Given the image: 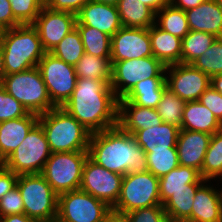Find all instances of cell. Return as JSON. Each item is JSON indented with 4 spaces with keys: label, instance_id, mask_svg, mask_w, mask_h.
Here are the masks:
<instances>
[{
    "label": "cell",
    "instance_id": "1",
    "mask_svg": "<svg viewBox=\"0 0 222 222\" xmlns=\"http://www.w3.org/2000/svg\"><path fill=\"white\" fill-rule=\"evenodd\" d=\"M61 108L91 134L118 125V98L106 81L77 78L71 97Z\"/></svg>",
    "mask_w": 222,
    "mask_h": 222
},
{
    "label": "cell",
    "instance_id": "2",
    "mask_svg": "<svg viewBox=\"0 0 222 222\" xmlns=\"http://www.w3.org/2000/svg\"><path fill=\"white\" fill-rule=\"evenodd\" d=\"M88 157L123 176L148 171L146 152L132 134L124 132L118 125L90 135Z\"/></svg>",
    "mask_w": 222,
    "mask_h": 222
},
{
    "label": "cell",
    "instance_id": "3",
    "mask_svg": "<svg viewBox=\"0 0 222 222\" xmlns=\"http://www.w3.org/2000/svg\"><path fill=\"white\" fill-rule=\"evenodd\" d=\"M1 48L5 75L26 71L38 66L46 53L38 32L32 24L5 29Z\"/></svg>",
    "mask_w": 222,
    "mask_h": 222
},
{
    "label": "cell",
    "instance_id": "4",
    "mask_svg": "<svg viewBox=\"0 0 222 222\" xmlns=\"http://www.w3.org/2000/svg\"><path fill=\"white\" fill-rule=\"evenodd\" d=\"M52 153L88 151L91 133L61 107L39 115Z\"/></svg>",
    "mask_w": 222,
    "mask_h": 222
},
{
    "label": "cell",
    "instance_id": "5",
    "mask_svg": "<svg viewBox=\"0 0 222 222\" xmlns=\"http://www.w3.org/2000/svg\"><path fill=\"white\" fill-rule=\"evenodd\" d=\"M2 86L29 113L41 115L56 108L51 102L37 66L26 71L5 75Z\"/></svg>",
    "mask_w": 222,
    "mask_h": 222
},
{
    "label": "cell",
    "instance_id": "6",
    "mask_svg": "<svg viewBox=\"0 0 222 222\" xmlns=\"http://www.w3.org/2000/svg\"><path fill=\"white\" fill-rule=\"evenodd\" d=\"M16 186L28 217L37 222H48L57 217L58 194L41 173L18 175Z\"/></svg>",
    "mask_w": 222,
    "mask_h": 222
},
{
    "label": "cell",
    "instance_id": "7",
    "mask_svg": "<svg viewBox=\"0 0 222 222\" xmlns=\"http://www.w3.org/2000/svg\"><path fill=\"white\" fill-rule=\"evenodd\" d=\"M162 205L159 178L151 172L127 173L123 176L121 192L112 211L125 215L133 210Z\"/></svg>",
    "mask_w": 222,
    "mask_h": 222
},
{
    "label": "cell",
    "instance_id": "8",
    "mask_svg": "<svg viewBox=\"0 0 222 222\" xmlns=\"http://www.w3.org/2000/svg\"><path fill=\"white\" fill-rule=\"evenodd\" d=\"M51 153L43 128L37 123L2 165L17 175L38 174Z\"/></svg>",
    "mask_w": 222,
    "mask_h": 222
},
{
    "label": "cell",
    "instance_id": "9",
    "mask_svg": "<svg viewBox=\"0 0 222 222\" xmlns=\"http://www.w3.org/2000/svg\"><path fill=\"white\" fill-rule=\"evenodd\" d=\"M88 151L51 153L41 174L59 195L78 190Z\"/></svg>",
    "mask_w": 222,
    "mask_h": 222
},
{
    "label": "cell",
    "instance_id": "10",
    "mask_svg": "<svg viewBox=\"0 0 222 222\" xmlns=\"http://www.w3.org/2000/svg\"><path fill=\"white\" fill-rule=\"evenodd\" d=\"M111 62L110 86L118 99L123 98L140 81L166 77V66L154 56Z\"/></svg>",
    "mask_w": 222,
    "mask_h": 222
},
{
    "label": "cell",
    "instance_id": "11",
    "mask_svg": "<svg viewBox=\"0 0 222 222\" xmlns=\"http://www.w3.org/2000/svg\"><path fill=\"white\" fill-rule=\"evenodd\" d=\"M112 212L104 201L81 189L58 195V215L64 222H103Z\"/></svg>",
    "mask_w": 222,
    "mask_h": 222
},
{
    "label": "cell",
    "instance_id": "12",
    "mask_svg": "<svg viewBox=\"0 0 222 222\" xmlns=\"http://www.w3.org/2000/svg\"><path fill=\"white\" fill-rule=\"evenodd\" d=\"M37 67L40 70L51 102L56 107H62L71 97L76 87L75 67L51 53H45Z\"/></svg>",
    "mask_w": 222,
    "mask_h": 222
},
{
    "label": "cell",
    "instance_id": "13",
    "mask_svg": "<svg viewBox=\"0 0 222 222\" xmlns=\"http://www.w3.org/2000/svg\"><path fill=\"white\" fill-rule=\"evenodd\" d=\"M122 179L123 175L111 172L87 157L79 189L106 202L112 208L119 199Z\"/></svg>",
    "mask_w": 222,
    "mask_h": 222
},
{
    "label": "cell",
    "instance_id": "14",
    "mask_svg": "<svg viewBox=\"0 0 222 222\" xmlns=\"http://www.w3.org/2000/svg\"><path fill=\"white\" fill-rule=\"evenodd\" d=\"M166 72L167 88L185 102L198 101L211 86V78L192 64H171L166 66Z\"/></svg>",
    "mask_w": 222,
    "mask_h": 222
},
{
    "label": "cell",
    "instance_id": "15",
    "mask_svg": "<svg viewBox=\"0 0 222 222\" xmlns=\"http://www.w3.org/2000/svg\"><path fill=\"white\" fill-rule=\"evenodd\" d=\"M76 22L75 14L52 10L44 5L32 25L38 32L44 51L50 53L68 33L76 28Z\"/></svg>",
    "mask_w": 222,
    "mask_h": 222
},
{
    "label": "cell",
    "instance_id": "16",
    "mask_svg": "<svg viewBox=\"0 0 222 222\" xmlns=\"http://www.w3.org/2000/svg\"><path fill=\"white\" fill-rule=\"evenodd\" d=\"M153 56L149 28L121 27L111 37V61Z\"/></svg>",
    "mask_w": 222,
    "mask_h": 222
},
{
    "label": "cell",
    "instance_id": "17",
    "mask_svg": "<svg viewBox=\"0 0 222 222\" xmlns=\"http://www.w3.org/2000/svg\"><path fill=\"white\" fill-rule=\"evenodd\" d=\"M76 24L96 28L112 37L121 27L117 6L91 0L81 8Z\"/></svg>",
    "mask_w": 222,
    "mask_h": 222
},
{
    "label": "cell",
    "instance_id": "18",
    "mask_svg": "<svg viewBox=\"0 0 222 222\" xmlns=\"http://www.w3.org/2000/svg\"><path fill=\"white\" fill-rule=\"evenodd\" d=\"M211 136L204 132L180 129L176 144L179 165L194 168L201 174Z\"/></svg>",
    "mask_w": 222,
    "mask_h": 222
},
{
    "label": "cell",
    "instance_id": "19",
    "mask_svg": "<svg viewBox=\"0 0 222 222\" xmlns=\"http://www.w3.org/2000/svg\"><path fill=\"white\" fill-rule=\"evenodd\" d=\"M162 120L157 109L140 107L123 98L118 99V126L127 133L160 125Z\"/></svg>",
    "mask_w": 222,
    "mask_h": 222
},
{
    "label": "cell",
    "instance_id": "20",
    "mask_svg": "<svg viewBox=\"0 0 222 222\" xmlns=\"http://www.w3.org/2000/svg\"><path fill=\"white\" fill-rule=\"evenodd\" d=\"M203 182L193 199L191 222H222V189ZM205 184V185H204Z\"/></svg>",
    "mask_w": 222,
    "mask_h": 222
},
{
    "label": "cell",
    "instance_id": "21",
    "mask_svg": "<svg viewBox=\"0 0 222 222\" xmlns=\"http://www.w3.org/2000/svg\"><path fill=\"white\" fill-rule=\"evenodd\" d=\"M38 119L39 115L29 113L0 123V164L16 150Z\"/></svg>",
    "mask_w": 222,
    "mask_h": 222
},
{
    "label": "cell",
    "instance_id": "22",
    "mask_svg": "<svg viewBox=\"0 0 222 222\" xmlns=\"http://www.w3.org/2000/svg\"><path fill=\"white\" fill-rule=\"evenodd\" d=\"M192 31H202L222 38V9L216 0H204L200 5L185 11Z\"/></svg>",
    "mask_w": 222,
    "mask_h": 222
},
{
    "label": "cell",
    "instance_id": "23",
    "mask_svg": "<svg viewBox=\"0 0 222 222\" xmlns=\"http://www.w3.org/2000/svg\"><path fill=\"white\" fill-rule=\"evenodd\" d=\"M179 131L180 127L162 122L160 125L136 131L133 137L145 152H153L176 147Z\"/></svg>",
    "mask_w": 222,
    "mask_h": 222
},
{
    "label": "cell",
    "instance_id": "24",
    "mask_svg": "<svg viewBox=\"0 0 222 222\" xmlns=\"http://www.w3.org/2000/svg\"><path fill=\"white\" fill-rule=\"evenodd\" d=\"M153 56L165 66L181 63L182 39L162 30L156 24L149 28Z\"/></svg>",
    "mask_w": 222,
    "mask_h": 222
},
{
    "label": "cell",
    "instance_id": "25",
    "mask_svg": "<svg viewBox=\"0 0 222 222\" xmlns=\"http://www.w3.org/2000/svg\"><path fill=\"white\" fill-rule=\"evenodd\" d=\"M180 129L213 135L222 129V124L206 106L199 101H191L185 104Z\"/></svg>",
    "mask_w": 222,
    "mask_h": 222
},
{
    "label": "cell",
    "instance_id": "26",
    "mask_svg": "<svg viewBox=\"0 0 222 222\" xmlns=\"http://www.w3.org/2000/svg\"><path fill=\"white\" fill-rule=\"evenodd\" d=\"M196 190L159 192L161 204L169 222H191V211Z\"/></svg>",
    "mask_w": 222,
    "mask_h": 222
},
{
    "label": "cell",
    "instance_id": "27",
    "mask_svg": "<svg viewBox=\"0 0 222 222\" xmlns=\"http://www.w3.org/2000/svg\"><path fill=\"white\" fill-rule=\"evenodd\" d=\"M166 87L165 77H151L138 82L123 99L140 107L156 109Z\"/></svg>",
    "mask_w": 222,
    "mask_h": 222
},
{
    "label": "cell",
    "instance_id": "28",
    "mask_svg": "<svg viewBox=\"0 0 222 222\" xmlns=\"http://www.w3.org/2000/svg\"><path fill=\"white\" fill-rule=\"evenodd\" d=\"M117 9L122 27L150 28L155 24V13L141 0H119Z\"/></svg>",
    "mask_w": 222,
    "mask_h": 222
},
{
    "label": "cell",
    "instance_id": "29",
    "mask_svg": "<svg viewBox=\"0 0 222 222\" xmlns=\"http://www.w3.org/2000/svg\"><path fill=\"white\" fill-rule=\"evenodd\" d=\"M205 180L198 170L181 166L159 178V192H173L179 190H197Z\"/></svg>",
    "mask_w": 222,
    "mask_h": 222
},
{
    "label": "cell",
    "instance_id": "30",
    "mask_svg": "<svg viewBox=\"0 0 222 222\" xmlns=\"http://www.w3.org/2000/svg\"><path fill=\"white\" fill-rule=\"evenodd\" d=\"M74 67L77 78L106 81L108 84L111 82L112 62L110 58H101L84 53Z\"/></svg>",
    "mask_w": 222,
    "mask_h": 222
},
{
    "label": "cell",
    "instance_id": "31",
    "mask_svg": "<svg viewBox=\"0 0 222 222\" xmlns=\"http://www.w3.org/2000/svg\"><path fill=\"white\" fill-rule=\"evenodd\" d=\"M155 24L162 30L183 39L190 31L184 10L168 4L155 14Z\"/></svg>",
    "mask_w": 222,
    "mask_h": 222
},
{
    "label": "cell",
    "instance_id": "32",
    "mask_svg": "<svg viewBox=\"0 0 222 222\" xmlns=\"http://www.w3.org/2000/svg\"><path fill=\"white\" fill-rule=\"evenodd\" d=\"M84 52L101 58H111V37L96 28L76 24Z\"/></svg>",
    "mask_w": 222,
    "mask_h": 222
},
{
    "label": "cell",
    "instance_id": "33",
    "mask_svg": "<svg viewBox=\"0 0 222 222\" xmlns=\"http://www.w3.org/2000/svg\"><path fill=\"white\" fill-rule=\"evenodd\" d=\"M216 39L217 37L213 34L190 30L182 39L181 63L191 64L194 62L211 47Z\"/></svg>",
    "mask_w": 222,
    "mask_h": 222
},
{
    "label": "cell",
    "instance_id": "34",
    "mask_svg": "<svg viewBox=\"0 0 222 222\" xmlns=\"http://www.w3.org/2000/svg\"><path fill=\"white\" fill-rule=\"evenodd\" d=\"M201 177L210 182L215 178L222 179V129L211 136L202 165Z\"/></svg>",
    "mask_w": 222,
    "mask_h": 222
},
{
    "label": "cell",
    "instance_id": "35",
    "mask_svg": "<svg viewBox=\"0 0 222 222\" xmlns=\"http://www.w3.org/2000/svg\"><path fill=\"white\" fill-rule=\"evenodd\" d=\"M50 53L65 63L75 66L85 53L77 28L68 33Z\"/></svg>",
    "mask_w": 222,
    "mask_h": 222
},
{
    "label": "cell",
    "instance_id": "36",
    "mask_svg": "<svg viewBox=\"0 0 222 222\" xmlns=\"http://www.w3.org/2000/svg\"><path fill=\"white\" fill-rule=\"evenodd\" d=\"M185 104V101L166 87L156 109L163 123L181 127Z\"/></svg>",
    "mask_w": 222,
    "mask_h": 222
},
{
    "label": "cell",
    "instance_id": "37",
    "mask_svg": "<svg viewBox=\"0 0 222 222\" xmlns=\"http://www.w3.org/2000/svg\"><path fill=\"white\" fill-rule=\"evenodd\" d=\"M148 171L161 178L179 166L177 147L146 152Z\"/></svg>",
    "mask_w": 222,
    "mask_h": 222
},
{
    "label": "cell",
    "instance_id": "38",
    "mask_svg": "<svg viewBox=\"0 0 222 222\" xmlns=\"http://www.w3.org/2000/svg\"><path fill=\"white\" fill-rule=\"evenodd\" d=\"M191 64L210 78L222 74V38H217L211 47Z\"/></svg>",
    "mask_w": 222,
    "mask_h": 222
},
{
    "label": "cell",
    "instance_id": "39",
    "mask_svg": "<svg viewBox=\"0 0 222 222\" xmlns=\"http://www.w3.org/2000/svg\"><path fill=\"white\" fill-rule=\"evenodd\" d=\"M15 19L21 24H33L41 9L43 0H9Z\"/></svg>",
    "mask_w": 222,
    "mask_h": 222
},
{
    "label": "cell",
    "instance_id": "40",
    "mask_svg": "<svg viewBox=\"0 0 222 222\" xmlns=\"http://www.w3.org/2000/svg\"><path fill=\"white\" fill-rule=\"evenodd\" d=\"M26 108L0 86V123L27 116Z\"/></svg>",
    "mask_w": 222,
    "mask_h": 222
},
{
    "label": "cell",
    "instance_id": "41",
    "mask_svg": "<svg viewBox=\"0 0 222 222\" xmlns=\"http://www.w3.org/2000/svg\"><path fill=\"white\" fill-rule=\"evenodd\" d=\"M125 216L129 222H169L162 205L136 209Z\"/></svg>",
    "mask_w": 222,
    "mask_h": 222
},
{
    "label": "cell",
    "instance_id": "42",
    "mask_svg": "<svg viewBox=\"0 0 222 222\" xmlns=\"http://www.w3.org/2000/svg\"><path fill=\"white\" fill-rule=\"evenodd\" d=\"M24 213V203L17 186L7 192L0 199V215H14Z\"/></svg>",
    "mask_w": 222,
    "mask_h": 222
},
{
    "label": "cell",
    "instance_id": "43",
    "mask_svg": "<svg viewBox=\"0 0 222 222\" xmlns=\"http://www.w3.org/2000/svg\"><path fill=\"white\" fill-rule=\"evenodd\" d=\"M198 101L206 106L222 124V95L209 86Z\"/></svg>",
    "mask_w": 222,
    "mask_h": 222
},
{
    "label": "cell",
    "instance_id": "44",
    "mask_svg": "<svg viewBox=\"0 0 222 222\" xmlns=\"http://www.w3.org/2000/svg\"><path fill=\"white\" fill-rule=\"evenodd\" d=\"M91 0H49L46 6L52 10L70 12L75 15Z\"/></svg>",
    "mask_w": 222,
    "mask_h": 222
},
{
    "label": "cell",
    "instance_id": "45",
    "mask_svg": "<svg viewBox=\"0 0 222 222\" xmlns=\"http://www.w3.org/2000/svg\"><path fill=\"white\" fill-rule=\"evenodd\" d=\"M21 25L14 17L9 0H0V26L5 29H11Z\"/></svg>",
    "mask_w": 222,
    "mask_h": 222
},
{
    "label": "cell",
    "instance_id": "46",
    "mask_svg": "<svg viewBox=\"0 0 222 222\" xmlns=\"http://www.w3.org/2000/svg\"><path fill=\"white\" fill-rule=\"evenodd\" d=\"M18 175L0 164V199L16 186Z\"/></svg>",
    "mask_w": 222,
    "mask_h": 222
},
{
    "label": "cell",
    "instance_id": "47",
    "mask_svg": "<svg viewBox=\"0 0 222 222\" xmlns=\"http://www.w3.org/2000/svg\"><path fill=\"white\" fill-rule=\"evenodd\" d=\"M204 0H173L170 4L175 8L187 11L200 5Z\"/></svg>",
    "mask_w": 222,
    "mask_h": 222
},
{
    "label": "cell",
    "instance_id": "48",
    "mask_svg": "<svg viewBox=\"0 0 222 222\" xmlns=\"http://www.w3.org/2000/svg\"><path fill=\"white\" fill-rule=\"evenodd\" d=\"M0 222H37L34 218L28 217L25 213L6 215L0 218Z\"/></svg>",
    "mask_w": 222,
    "mask_h": 222
},
{
    "label": "cell",
    "instance_id": "49",
    "mask_svg": "<svg viewBox=\"0 0 222 222\" xmlns=\"http://www.w3.org/2000/svg\"><path fill=\"white\" fill-rule=\"evenodd\" d=\"M143 4L149 7L155 14L169 3L166 0H141Z\"/></svg>",
    "mask_w": 222,
    "mask_h": 222
},
{
    "label": "cell",
    "instance_id": "50",
    "mask_svg": "<svg viewBox=\"0 0 222 222\" xmlns=\"http://www.w3.org/2000/svg\"><path fill=\"white\" fill-rule=\"evenodd\" d=\"M103 222H129V221L125 215L112 211Z\"/></svg>",
    "mask_w": 222,
    "mask_h": 222
},
{
    "label": "cell",
    "instance_id": "51",
    "mask_svg": "<svg viewBox=\"0 0 222 222\" xmlns=\"http://www.w3.org/2000/svg\"><path fill=\"white\" fill-rule=\"evenodd\" d=\"M211 87L222 95V74L211 77Z\"/></svg>",
    "mask_w": 222,
    "mask_h": 222
},
{
    "label": "cell",
    "instance_id": "52",
    "mask_svg": "<svg viewBox=\"0 0 222 222\" xmlns=\"http://www.w3.org/2000/svg\"><path fill=\"white\" fill-rule=\"evenodd\" d=\"M4 77H5L4 58H3L2 48L0 46V86L2 85Z\"/></svg>",
    "mask_w": 222,
    "mask_h": 222
},
{
    "label": "cell",
    "instance_id": "53",
    "mask_svg": "<svg viewBox=\"0 0 222 222\" xmlns=\"http://www.w3.org/2000/svg\"><path fill=\"white\" fill-rule=\"evenodd\" d=\"M93 1H96V2H99V3H104V4H109V5L117 6L119 0H93Z\"/></svg>",
    "mask_w": 222,
    "mask_h": 222
},
{
    "label": "cell",
    "instance_id": "54",
    "mask_svg": "<svg viewBox=\"0 0 222 222\" xmlns=\"http://www.w3.org/2000/svg\"><path fill=\"white\" fill-rule=\"evenodd\" d=\"M4 29L0 26V46L2 43V37H3Z\"/></svg>",
    "mask_w": 222,
    "mask_h": 222
},
{
    "label": "cell",
    "instance_id": "55",
    "mask_svg": "<svg viewBox=\"0 0 222 222\" xmlns=\"http://www.w3.org/2000/svg\"><path fill=\"white\" fill-rule=\"evenodd\" d=\"M48 222H64V221H62L60 218H58V217H55V218H53L52 220H50V221H48Z\"/></svg>",
    "mask_w": 222,
    "mask_h": 222
},
{
    "label": "cell",
    "instance_id": "56",
    "mask_svg": "<svg viewBox=\"0 0 222 222\" xmlns=\"http://www.w3.org/2000/svg\"><path fill=\"white\" fill-rule=\"evenodd\" d=\"M216 1L219 4L220 8L222 9V0H216Z\"/></svg>",
    "mask_w": 222,
    "mask_h": 222
},
{
    "label": "cell",
    "instance_id": "57",
    "mask_svg": "<svg viewBox=\"0 0 222 222\" xmlns=\"http://www.w3.org/2000/svg\"><path fill=\"white\" fill-rule=\"evenodd\" d=\"M169 4L173 1V0H166Z\"/></svg>",
    "mask_w": 222,
    "mask_h": 222
}]
</instances>
